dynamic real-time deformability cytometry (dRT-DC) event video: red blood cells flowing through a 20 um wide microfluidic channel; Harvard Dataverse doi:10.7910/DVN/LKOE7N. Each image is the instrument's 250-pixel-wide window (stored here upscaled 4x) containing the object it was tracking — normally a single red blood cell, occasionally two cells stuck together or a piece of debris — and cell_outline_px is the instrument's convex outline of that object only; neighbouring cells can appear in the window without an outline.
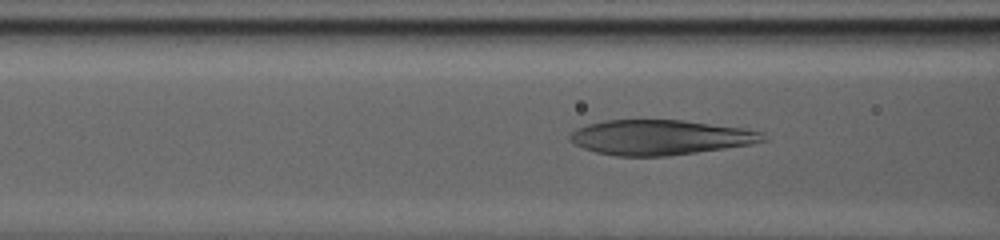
{"species": "human", "species_latin": "Homo sapiens", "temperature_condition": "warm", "stored_images_in_passage": 82, "camera_frame_rate_fps": 3000, "um_per_image_px": 0.085, "donor": {"sex": "male"}, "frame": {"image": 1, "passage_image": 35, "time_ms": 11.333, "image_size_px": [1000, 240], "cell_outline_px": [[768, 140], [752, 144], [668, 156], [616, 156], [596, 152], [584, 148], [576, 144], [568, 136], [576, 128], [588, 124], [604, 120], [684, 120], [744, 128], [764, 132]], "centroid_in_image_um": [56.15, 11.67], "position_along_channel_um": 110.5, "area_um2": 39.36}}
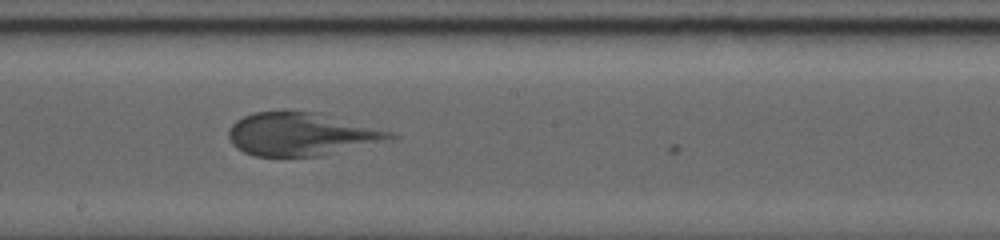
{"frame": {"image": 2, "passage_image": 48, "time_ms": 15.667, "image_size_px": [1000, 240], "cell_outline_px": [[400, 136], [392, 140], [320, 156], [256, 156], [244, 152], [236, 148], [232, 144], [228, 136], [228, 132], [232, 124], [236, 120], [244, 116], [256, 112], [320, 112], [392, 132]], "centroid_in_image_um": [25.65, 11.41], "position_along_channel_um": 222.6, "area_um2": 40.46}}
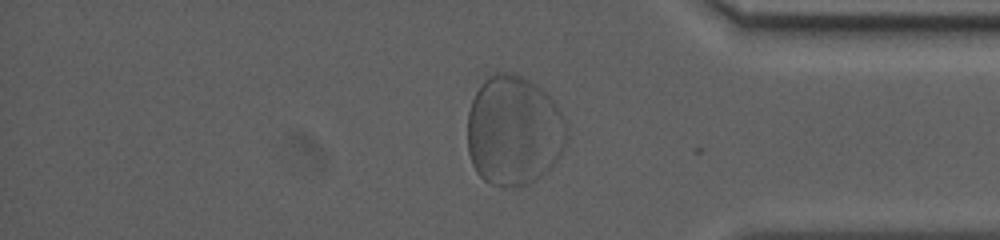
{"frame": {"image": 3, "passage_image": 69, "time_ms": 22.667, "image_size_px": [1000, 240], "cell_outline_px": [[568, 144], [560, 156], [536, 180], [528, 184], [516, 188], [492, 184], [484, 180], [476, 172], [472, 164], [468, 152], [468, 112], [472, 100], [480, 84], [488, 76], [496, 72], [516, 72], [536, 84], [556, 104], [564, 116], [568, 124]], "centroid_in_image_um": [43.69, 11.1], "position_along_channel_um": 391.5, "area_um2": 64.45}}